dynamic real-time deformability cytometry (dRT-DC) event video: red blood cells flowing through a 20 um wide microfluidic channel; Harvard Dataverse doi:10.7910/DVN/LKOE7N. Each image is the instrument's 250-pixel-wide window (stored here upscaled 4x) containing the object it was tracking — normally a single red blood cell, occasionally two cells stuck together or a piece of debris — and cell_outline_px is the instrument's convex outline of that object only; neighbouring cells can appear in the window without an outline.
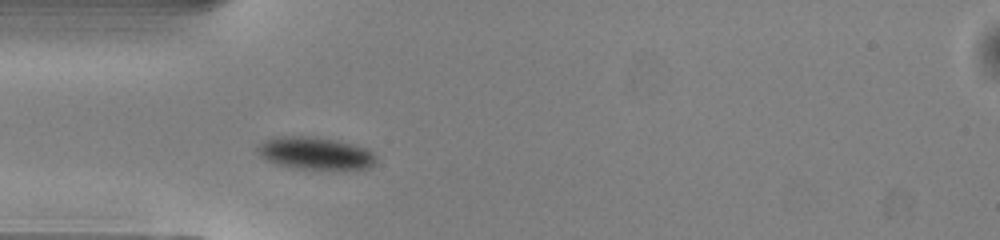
{"species": "common noctule bat (a hibernating species)", "species_latin": "Nyctalus noctula", "temperature_condition": "warm", "stored_images_in_passage": 39, "camera_frame_rate_fps": 3000, "um_per_image_px": 0.085, "animal": {"sex": "male", "body_mass_g": 13.0, "forearm_length_mm": 53.1}, "frame": {"image": 1, "passage_image": 4, "time_ms": 1.0, "image_size_px": [1000, 240], "cell_outline_px": [[376, 160], [368, 168], [296, 168], [276, 164], [260, 156], [256, 148], [264, 140], [280, 136], [312, 136], [336, 140], [368, 148], [376, 156]], "centroid_in_image_um": [26.78, 13.0], "position_along_channel_um": 58.2, "area_um2": 22.02}}
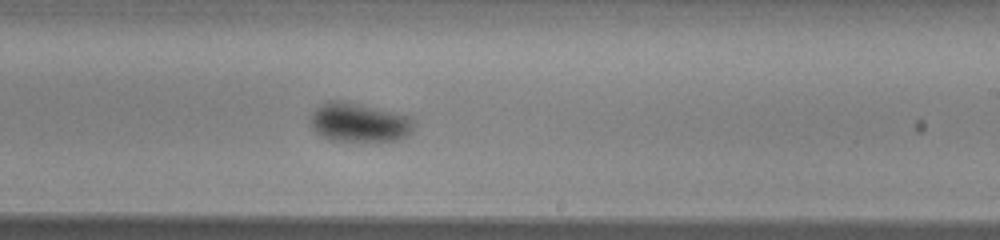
{"frame": {"image": 2, "passage_image": 19, "time_ms": 6.0, "image_size_px": [1000, 240], "cell_outline_px": [[412, 132], [408, 136], [396, 140], [332, 140], [316, 132], [312, 128], [308, 120], [312, 112], [320, 104], [328, 100], [340, 100], [360, 104], [408, 116], [412, 120]], "centroid_in_image_um": [30.46, 10.39], "position_along_channel_um": 258.5, "area_um2": 23.18}}
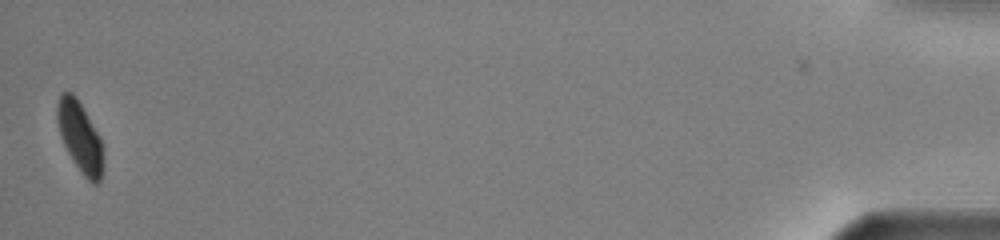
{"frame": {"image": 3, "passage_image": 39, "time_ms": 12.667, "image_size_px": [1000, 240], "cell_outline_px": [[104, 152], [100, 180], [96, 184], [92, 184], [84, 176], [72, 160], [60, 136], [56, 120], [56, 104], [60, 92], [72, 92], [76, 96], [100, 136], [104, 148]], "centroid_in_image_um": [6.78, 11.61], "position_along_channel_um": 428.4, "area_um2": 19.13}, "authors_computed_cell_mechanics": {"area_um2": 22.0218, "velocity_mm_per_s": 4.0749, "shape_relaxation_time_tau1_ms": 1.8208, "shape_relaxation_time_tau2_ms": null, "deformation_change_tau1": 0.0777, "deformation_change_tau2": null}}